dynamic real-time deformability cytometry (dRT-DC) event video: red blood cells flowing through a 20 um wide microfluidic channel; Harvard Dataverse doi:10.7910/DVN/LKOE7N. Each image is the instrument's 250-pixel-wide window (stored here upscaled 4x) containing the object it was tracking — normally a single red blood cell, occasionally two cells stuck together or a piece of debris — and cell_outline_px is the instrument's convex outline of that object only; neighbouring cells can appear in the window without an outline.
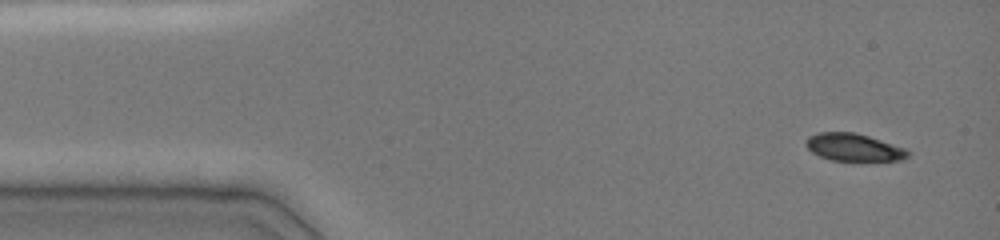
{"species": "common noctule bat (a hibernating species)", "species_latin": "Nyctalus noctula", "temperature_condition": "cold", "stored_images_in_passage": 12, "camera_frame_rate_fps": 3000, "um_per_image_px": 0.085, "animal": {"sex": "female", "body_mass_g": 19.0, "forearm_length_mm": 51.5}, "frame": {"image": 1, "passage_image": 1, "time_ms": 0.0, "image_size_px": [1000, 240], "cell_outline_px": [[912, 152], [904, 160], [832, 160], [820, 156], [812, 152], [804, 144], [804, 140], [808, 136], [816, 132], [856, 132], [904, 148]], "centroid_in_image_um": [72.53, 12.51], "position_along_channel_um": 12.5, "area_um2": 16.3}}
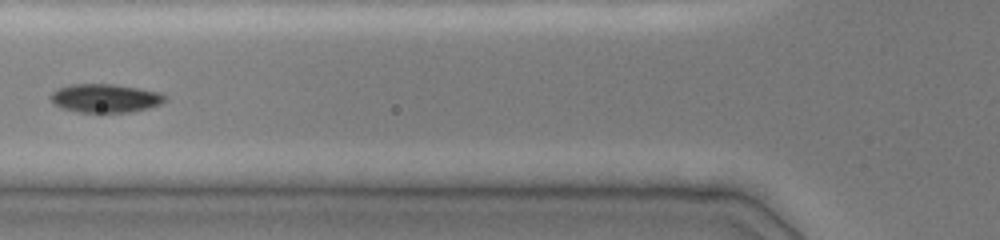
{"frame": {"image": 2, "passage_image": 7, "time_ms": 5.0, "image_size_px": [1000, 240], "cell_outline_px": [[168, 100], [160, 104], [148, 108], [128, 112], [80, 112], [64, 108], [52, 104], [52, 92], [60, 88], [72, 84], [112, 84], [160, 92], [168, 96]], "centroid_in_image_um": [9.0, 8.35], "position_along_channel_um": 116.8, "area_um2": 18.84}}
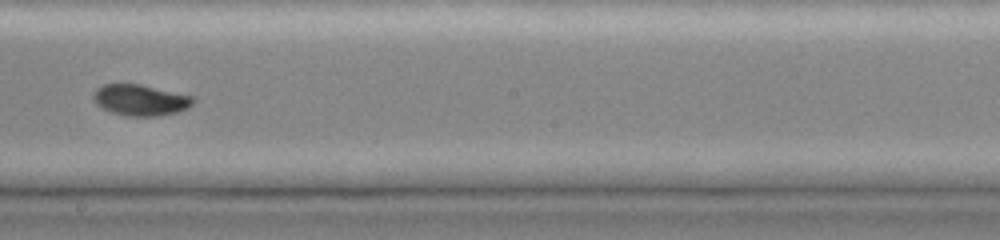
{"frame": {"image": 3, "passage_image": 11, "time_ms": 8.0, "image_size_px": [1000, 240], "cell_outline_px": [[196, 100], [188, 108], [176, 112], [156, 116], [124, 116], [112, 112], [96, 104], [92, 96], [92, 92], [96, 88], [104, 84], [140, 84], [196, 96]], "centroid_in_image_um": [11.95, 8.49], "position_along_channel_um": 236.2, "area_um2": 18.26}}